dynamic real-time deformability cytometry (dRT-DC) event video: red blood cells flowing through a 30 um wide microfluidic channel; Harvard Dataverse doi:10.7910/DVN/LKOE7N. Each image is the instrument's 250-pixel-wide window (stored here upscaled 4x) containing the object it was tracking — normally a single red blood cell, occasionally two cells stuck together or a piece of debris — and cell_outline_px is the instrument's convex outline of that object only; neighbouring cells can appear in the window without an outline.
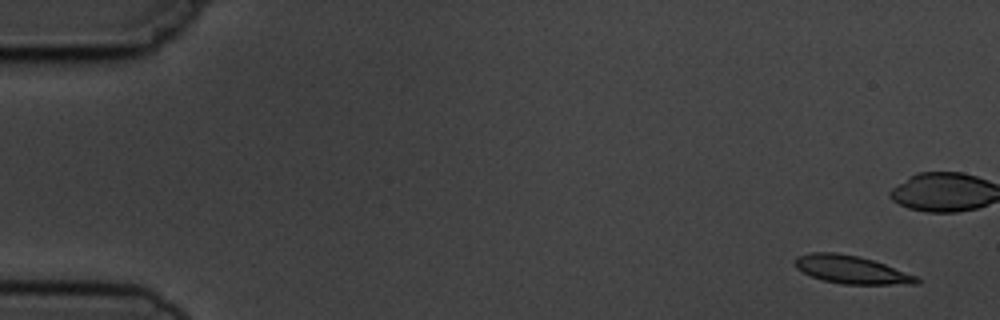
{"species": "common noctule bat (a hibernating species)", "species_latin": "Nyctalus noctula", "temperature_condition": "cold", "stored_images_in_passage": 7, "camera_frame_rate_fps": 3000, "um_per_image_px": 0.085, "animal": {"sex": "male", "body_mass_g": 19.5, "forearm_length_mm": 54.6}, "frame": {"image": 1, "passage_image": 1, "time_ms": 0.0, "image_size_px": [1000, 320], "cell_outline_px": [[920, 284], [840, 284], [824, 280], [812, 276], [796, 268], [792, 260], [796, 256], [812, 252], [836, 252], [860, 256], [884, 264], [916, 276], [920, 280]], "centroid_in_image_um": [72.32, 22.91], "position_along_channel_um": 12.7, "area_um2": 19.83}}